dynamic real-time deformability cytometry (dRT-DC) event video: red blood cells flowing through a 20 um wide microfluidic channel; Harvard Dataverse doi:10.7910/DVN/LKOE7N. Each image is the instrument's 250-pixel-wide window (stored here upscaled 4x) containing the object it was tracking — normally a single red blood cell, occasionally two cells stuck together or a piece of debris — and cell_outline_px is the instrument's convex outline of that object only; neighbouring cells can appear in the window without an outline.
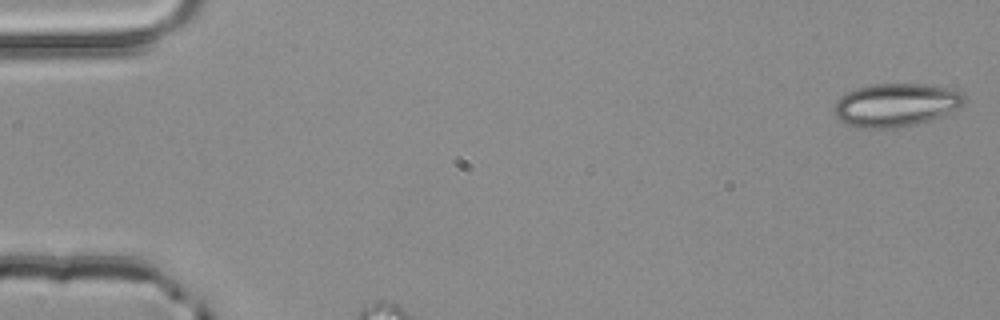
{"species": "common noctule bat (a hibernating species)", "species_latin": "Nyctalus noctula", "temperature_condition": "room temperature", "stored_images_in_passage": 5, "camera_frame_rate_fps": 3000, "um_per_image_px": 0.085, "animal": {"sex": "male", "body_mass_g": 20.4}, "frame": {"image": 1, "passage_image": 1, "time_ms": 0.0, "image_size_px": [1000, 320], "cell_outline_px": [[964, 104], [956, 108], [928, 120], [916, 124], [892, 128], [860, 128], [848, 124], [840, 120], [832, 112], [832, 108], [836, 100], [840, 96], [856, 88], [872, 84], [924, 84], [956, 88], [964, 92]], "centroid_in_image_um": [76.12, 8.9], "position_along_channel_um": 8.9, "area_um2": 32.83}}
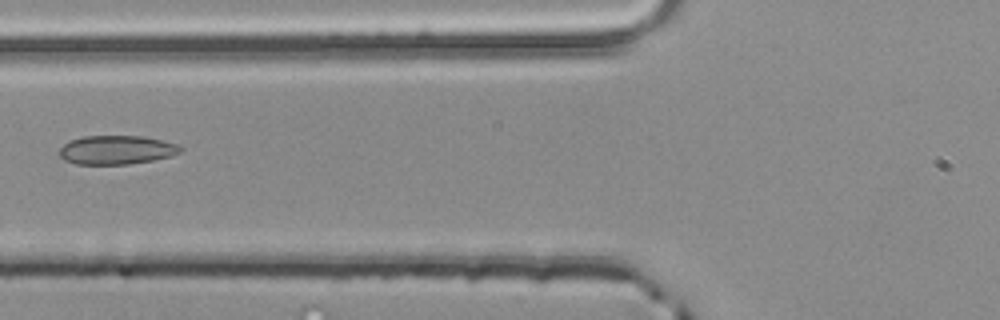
{"frame": {"image": 2, "passage_image": 5, "time_ms": 1.333, "image_size_px": [1000, 320], "cell_outline_px": [[184, 148], [180, 152], [172, 156], [152, 160], [128, 164], [76, 164], [64, 160], [60, 156], [60, 148], [64, 144], [72, 140], [84, 136], [144, 136], [180, 144]], "centroid_in_image_um": [9.95, 12.74], "position_along_channel_um": 115.8, "area_um2": 20.4}}